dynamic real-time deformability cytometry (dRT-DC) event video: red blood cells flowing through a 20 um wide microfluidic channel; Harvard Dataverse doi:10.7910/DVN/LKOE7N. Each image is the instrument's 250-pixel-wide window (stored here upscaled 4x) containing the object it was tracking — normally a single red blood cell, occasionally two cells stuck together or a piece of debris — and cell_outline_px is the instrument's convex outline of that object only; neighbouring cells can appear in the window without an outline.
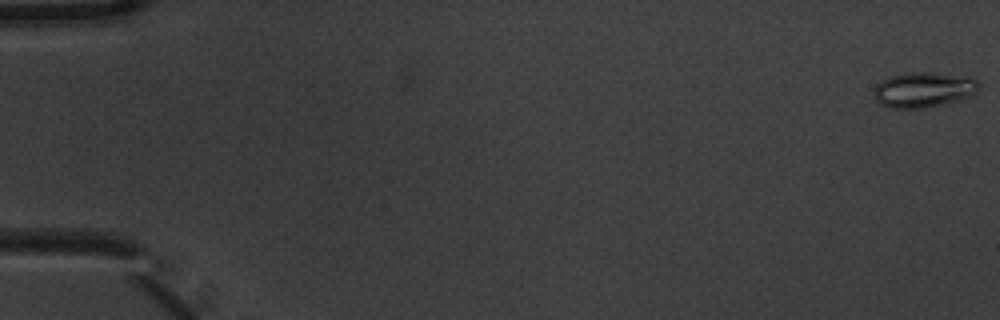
{"species": "common noctule bat (a hibernating species)", "species_latin": "Nyctalus noctula", "temperature_condition": "warm", "stored_images_in_passage": 9, "camera_frame_rate_fps": 3000, "um_per_image_px": 0.085, "animal": {"sex": "male", "body_mass_g": 20.1, "forearm_length_mm": 53.5}, "frame": {"image": 1, "passage_image": 1, "time_ms": 0.0, "image_size_px": [1000, 320], "cell_outline_px": [[980, 88], [972, 96], [948, 104], [928, 108], [888, 108], [880, 104], [876, 100], [872, 92], [876, 84], [880, 80], [892, 76], [908, 72], [932, 72], [972, 76], [980, 84]], "centroid_in_image_um": [78.54, 7.63], "position_along_channel_um": 6.5, "area_um2": 22.31}}
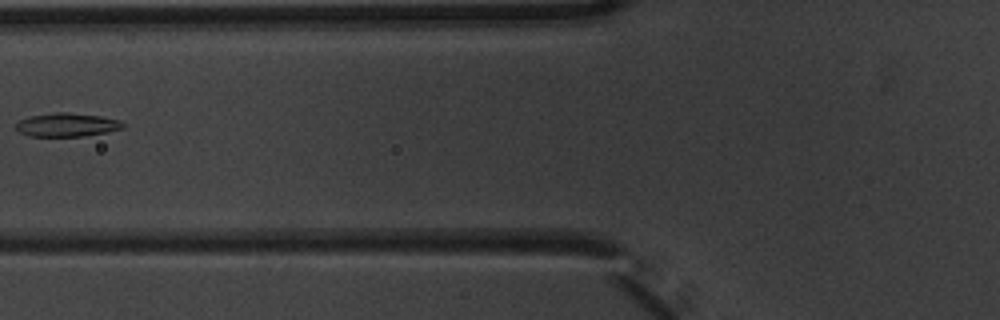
{"frame": {"image": 2, "passage_image": 7, "time_ms": 2.0, "image_size_px": [1000, 320], "cell_outline_px": [[128, 124], [124, 128], [108, 132], [84, 136], [28, 136], [20, 132], [16, 128], [16, 124], [20, 120], [28, 116], [56, 112], [64, 112], [100, 116], [120, 120]], "centroid_in_image_um": [5.73, 10.61], "position_along_channel_um": 120.1, "area_um2": 14.8}}
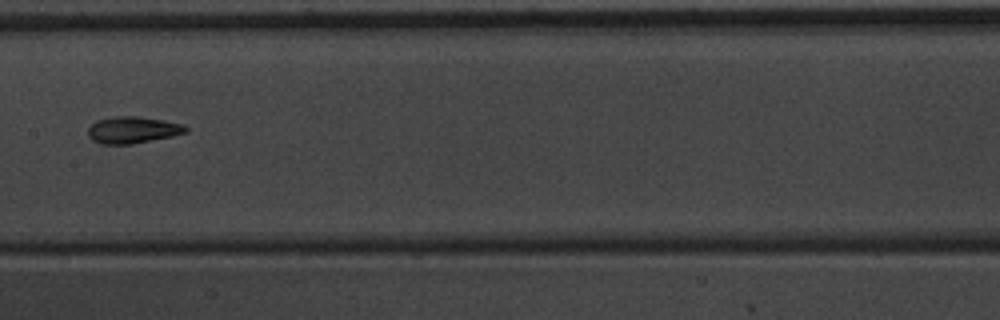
{"frame": {"image": 3, "passage_image": 9, "time_ms": 2.667, "image_size_px": [1000, 320], "cell_outline_px": [[188, 132], [172, 136], [132, 144], [100, 144], [92, 140], [88, 136], [88, 128], [96, 120], [116, 116], [136, 116], [164, 120], [184, 124], [188, 128]], "centroid_in_image_um": [11.28, 11.04], "position_along_channel_um": 196.1, "area_um2": 15.32}}